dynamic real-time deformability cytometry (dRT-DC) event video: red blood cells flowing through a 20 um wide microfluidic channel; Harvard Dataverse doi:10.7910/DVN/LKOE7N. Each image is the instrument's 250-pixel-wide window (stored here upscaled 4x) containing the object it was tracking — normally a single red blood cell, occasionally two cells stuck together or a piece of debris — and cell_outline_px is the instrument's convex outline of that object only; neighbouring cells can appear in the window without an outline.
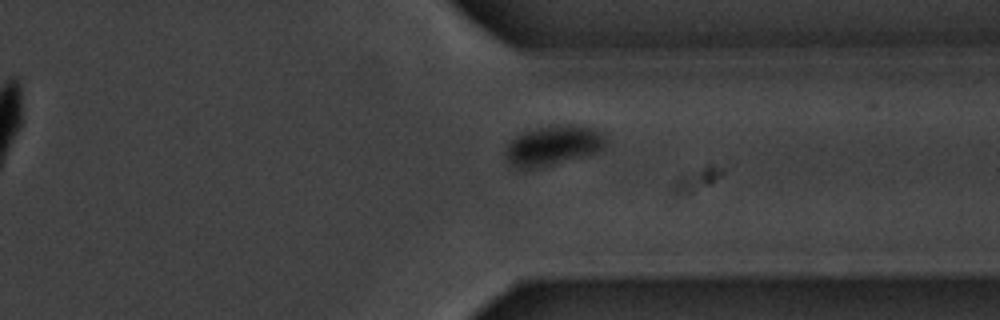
{"species": "common noctule bat (a hibernating species)", "species_latin": "Nyctalus noctula", "temperature_condition": "warm", "stored_images_in_passage": 10, "segment_of_instrument_passage": [2, 2], "camera_frame_rate_fps": 3000, "um_per_image_px": 0.085, "animal": {"sex": "male", "body_mass_g": 20.1, "forearm_length_mm": 53.5}, "frame": {"image": 1, "passage_image": 10, "time_ms": 11.333, "image_size_px": [1000, 320], "cell_outline_px": [[608, 140], [604, 148], [596, 152], [584, 156], [544, 168], [516, 168], [508, 164], [504, 152], [504, 148], [508, 140], [524, 132], [548, 124], [592, 124], [604, 132], [608, 136]], "centroid_in_image_um": [47.07, 12.33], "position_along_channel_um": 364.3, "area_um2": 24.68}}